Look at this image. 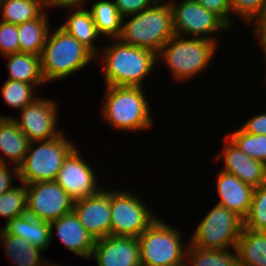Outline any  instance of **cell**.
Listing matches in <instances>:
<instances>
[{"label": "cell", "mask_w": 266, "mask_h": 266, "mask_svg": "<svg viewBox=\"0 0 266 266\" xmlns=\"http://www.w3.org/2000/svg\"><path fill=\"white\" fill-rule=\"evenodd\" d=\"M243 228L266 232V182L254 188L252 202Z\"/></svg>", "instance_id": "obj_32"}, {"label": "cell", "mask_w": 266, "mask_h": 266, "mask_svg": "<svg viewBox=\"0 0 266 266\" xmlns=\"http://www.w3.org/2000/svg\"><path fill=\"white\" fill-rule=\"evenodd\" d=\"M46 7L43 0H1V21L21 24L38 18Z\"/></svg>", "instance_id": "obj_27"}, {"label": "cell", "mask_w": 266, "mask_h": 266, "mask_svg": "<svg viewBox=\"0 0 266 266\" xmlns=\"http://www.w3.org/2000/svg\"><path fill=\"white\" fill-rule=\"evenodd\" d=\"M65 134L63 131L55 138L30 142L17 179L25 184L56 180L64 160L76 147Z\"/></svg>", "instance_id": "obj_6"}, {"label": "cell", "mask_w": 266, "mask_h": 266, "mask_svg": "<svg viewBox=\"0 0 266 266\" xmlns=\"http://www.w3.org/2000/svg\"><path fill=\"white\" fill-rule=\"evenodd\" d=\"M52 32L50 29L41 54L45 82L66 78L96 61V56L63 28Z\"/></svg>", "instance_id": "obj_5"}, {"label": "cell", "mask_w": 266, "mask_h": 266, "mask_svg": "<svg viewBox=\"0 0 266 266\" xmlns=\"http://www.w3.org/2000/svg\"><path fill=\"white\" fill-rule=\"evenodd\" d=\"M231 12L238 18L253 25L266 14V0H229Z\"/></svg>", "instance_id": "obj_33"}, {"label": "cell", "mask_w": 266, "mask_h": 266, "mask_svg": "<svg viewBox=\"0 0 266 266\" xmlns=\"http://www.w3.org/2000/svg\"><path fill=\"white\" fill-rule=\"evenodd\" d=\"M243 229V219L218 204L196 226L189 243L201 249H233Z\"/></svg>", "instance_id": "obj_8"}, {"label": "cell", "mask_w": 266, "mask_h": 266, "mask_svg": "<svg viewBox=\"0 0 266 266\" xmlns=\"http://www.w3.org/2000/svg\"><path fill=\"white\" fill-rule=\"evenodd\" d=\"M46 8L75 7L86 5V0H43ZM88 1V0H87Z\"/></svg>", "instance_id": "obj_40"}, {"label": "cell", "mask_w": 266, "mask_h": 266, "mask_svg": "<svg viewBox=\"0 0 266 266\" xmlns=\"http://www.w3.org/2000/svg\"><path fill=\"white\" fill-rule=\"evenodd\" d=\"M47 266H61L60 264H55V263H53V262H48L47 263ZM63 266V265H62Z\"/></svg>", "instance_id": "obj_42"}, {"label": "cell", "mask_w": 266, "mask_h": 266, "mask_svg": "<svg viewBox=\"0 0 266 266\" xmlns=\"http://www.w3.org/2000/svg\"><path fill=\"white\" fill-rule=\"evenodd\" d=\"M72 211L95 240L111 235L109 188L101 187L97 193L74 201Z\"/></svg>", "instance_id": "obj_14"}, {"label": "cell", "mask_w": 266, "mask_h": 266, "mask_svg": "<svg viewBox=\"0 0 266 266\" xmlns=\"http://www.w3.org/2000/svg\"><path fill=\"white\" fill-rule=\"evenodd\" d=\"M172 9L173 27L177 35L214 41L215 34L230 27L216 14L195 0H168ZM176 2V3H175ZM214 34V35H213Z\"/></svg>", "instance_id": "obj_10"}, {"label": "cell", "mask_w": 266, "mask_h": 266, "mask_svg": "<svg viewBox=\"0 0 266 266\" xmlns=\"http://www.w3.org/2000/svg\"><path fill=\"white\" fill-rule=\"evenodd\" d=\"M15 176L19 178V169L17 166L13 165L11 167L8 164H0V195L15 187L13 183L16 182L14 179Z\"/></svg>", "instance_id": "obj_38"}, {"label": "cell", "mask_w": 266, "mask_h": 266, "mask_svg": "<svg viewBox=\"0 0 266 266\" xmlns=\"http://www.w3.org/2000/svg\"><path fill=\"white\" fill-rule=\"evenodd\" d=\"M3 235H4V226L2 228L0 227V244L2 243Z\"/></svg>", "instance_id": "obj_41"}, {"label": "cell", "mask_w": 266, "mask_h": 266, "mask_svg": "<svg viewBox=\"0 0 266 266\" xmlns=\"http://www.w3.org/2000/svg\"><path fill=\"white\" fill-rule=\"evenodd\" d=\"M253 34L257 37L259 47H261L262 55L266 64V14L261 17L255 24H253Z\"/></svg>", "instance_id": "obj_39"}, {"label": "cell", "mask_w": 266, "mask_h": 266, "mask_svg": "<svg viewBox=\"0 0 266 266\" xmlns=\"http://www.w3.org/2000/svg\"><path fill=\"white\" fill-rule=\"evenodd\" d=\"M84 7L85 6L63 7L72 10L70 11L72 13H70L69 17L66 18L60 27L97 56L100 52V48L95 45V40L100 39V35L97 32L88 8L86 9Z\"/></svg>", "instance_id": "obj_21"}, {"label": "cell", "mask_w": 266, "mask_h": 266, "mask_svg": "<svg viewBox=\"0 0 266 266\" xmlns=\"http://www.w3.org/2000/svg\"><path fill=\"white\" fill-rule=\"evenodd\" d=\"M157 2L158 0H114L115 6L122 17L143 11Z\"/></svg>", "instance_id": "obj_36"}, {"label": "cell", "mask_w": 266, "mask_h": 266, "mask_svg": "<svg viewBox=\"0 0 266 266\" xmlns=\"http://www.w3.org/2000/svg\"><path fill=\"white\" fill-rule=\"evenodd\" d=\"M224 141L223 149L214 159V161L219 159L223 161L224 167L221 171L235 175L253 188L266 182V165L263 162L246 155L227 135Z\"/></svg>", "instance_id": "obj_16"}, {"label": "cell", "mask_w": 266, "mask_h": 266, "mask_svg": "<svg viewBox=\"0 0 266 266\" xmlns=\"http://www.w3.org/2000/svg\"><path fill=\"white\" fill-rule=\"evenodd\" d=\"M126 17L122 18L118 39L128 45L158 54L164 44L175 35L169 1H158L152 7Z\"/></svg>", "instance_id": "obj_3"}, {"label": "cell", "mask_w": 266, "mask_h": 266, "mask_svg": "<svg viewBox=\"0 0 266 266\" xmlns=\"http://www.w3.org/2000/svg\"><path fill=\"white\" fill-rule=\"evenodd\" d=\"M7 58L6 68L9 80L23 81L32 85L45 84L41 71V56L30 53H13Z\"/></svg>", "instance_id": "obj_24"}, {"label": "cell", "mask_w": 266, "mask_h": 266, "mask_svg": "<svg viewBox=\"0 0 266 266\" xmlns=\"http://www.w3.org/2000/svg\"><path fill=\"white\" fill-rule=\"evenodd\" d=\"M112 40L110 44L101 46L95 57L96 62L102 59L105 86L143 87L142 82L158 62L157 54L123 43L118 38Z\"/></svg>", "instance_id": "obj_1"}, {"label": "cell", "mask_w": 266, "mask_h": 266, "mask_svg": "<svg viewBox=\"0 0 266 266\" xmlns=\"http://www.w3.org/2000/svg\"><path fill=\"white\" fill-rule=\"evenodd\" d=\"M240 128L246 133L266 135V113L253 115Z\"/></svg>", "instance_id": "obj_37"}, {"label": "cell", "mask_w": 266, "mask_h": 266, "mask_svg": "<svg viewBox=\"0 0 266 266\" xmlns=\"http://www.w3.org/2000/svg\"><path fill=\"white\" fill-rule=\"evenodd\" d=\"M136 194L110 189L111 235L139 237L158 218Z\"/></svg>", "instance_id": "obj_9"}, {"label": "cell", "mask_w": 266, "mask_h": 266, "mask_svg": "<svg viewBox=\"0 0 266 266\" xmlns=\"http://www.w3.org/2000/svg\"><path fill=\"white\" fill-rule=\"evenodd\" d=\"M38 86L40 85L6 79L2 85L1 94L8 106L17 108L20 111L38 98L33 93L35 92L33 89Z\"/></svg>", "instance_id": "obj_29"}, {"label": "cell", "mask_w": 266, "mask_h": 266, "mask_svg": "<svg viewBox=\"0 0 266 266\" xmlns=\"http://www.w3.org/2000/svg\"><path fill=\"white\" fill-rule=\"evenodd\" d=\"M57 103L51 98L39 97L20 110V118L12 117V119L30 142L55 138L64 131L56 126L59 117Z\"/></svg>", "instance_id": "obj_12"}, {"label": "cell", "mask_w": 266, "mask_h": 266, "mask_svg": "<svg viewBox=\"0 0 266 266\" xmlns=\"http://www.w3.org/2000/svg\"><path fill=\"white\" fill-rule=\"evenodd\" d=\"M6 256L14 266H47L48 261L42 259L41 249L32 246L28 240L7 234L4 231L2 245Z\"/></svg>", "instance_id": "obj_25"}, {"label": "cell", "mask_w": 266, "mask_h": 266, "mask_svg": "<svg viewBox=\"0 0 266 266\" xmlns=\"http://www.w3.org/2000/svg\"><path fill=\"white\" fill-rule=\"evenodd\" d=\"M174 266H187L186 264H177V265H174Z\"/></svg>", "instance_id": "obj_43"}, {"label": "cell", "mask_w": 266, "mask_h": 266, "mask_svg": "<svg viewBox=\"0 0 266 266\" xmlns=\"http://www.w3.org/2000/svg\"><path fill=\"white\" fill-rule=\"evenodd\" d=\"M208 11L218 15L230 28L234 26L232 22V12L229 0H195Z\"/></svg>", "instance_id": "obj_35"}, {"label": "cell", "mask_w": 266, "mask_h": 266, "mask_svg": "<svg viewBox=\"0 0 266 266\" xmlns=\"http://www.w3.org/2000/svg\"><path fill=\"white\" fill-rule=\"evenodd\" d=\"M235 249L238 266H266V232L243 228Z\"/></svg>", "instance_id": "obj_23"}, {"label": "cell", "mask_w": 266, "mask_h": 266, "mask_svg": "<svg viewBox=\"0 0 266 266\" xmlns=\"http://www.w3.org/2000/svg\"><path fill=\"white\" fill-rule=\"evenodd\" d=\"M218 48L211 40L175 34L160 49L157 61L166 63L175 81L188 82L208 69Z\"/></svg>", "instance_id": "obj_4"}, {"label": "cell", "mask_w": 266, "mask_h": 266, "mask_svg": "<svg viewBox=\"0 0 266 266\" xmlns=\"http://www.w3.org/2000/svg\"><path fill=\"white\" fill-rule=\"evenodd\" d=\"M216 174V191L219 197L216 204L244 219L250 209L254 188L227 172L220 170Z\"/></svg>", "instance_id": "obj_18"}, {"label": "cell", "mask_w": 266, "mask_h": 266, "mask_svg": "<svg viewBox=\"0 0 266 266\" xmlns=\"http://www.w3.org/2000/svg\"><path fill=\"white\" fill-rule=\"evenodd\" d=\"M0 53L3 56L19 53V40L16 24L0 21Z\"/></svg>", "instance_id": "obj_34"}, {"label": "cell", "mask_w": 266, "mask_h": 266, "mask_svg": "<svg viewBox=\"0 0 266 266\" xmlns=\"http://www.w3.org/2000/svg\"><path fill=\"white\" fill-rule=\"evenodd\" d=\"M90 259L98 266H142L138 237L108 235L97 239Z\"/></svg>", "instance_id": "obj_15"}, {"label": "cell", "mask_w": 266, "mask_h": 266, "mask_svg": "<svg viewBox=\"0 0 266 266\" xmlns=\"http://www.w3.org/2000/svg\"><path fill=\"white\" fill-rule=\"evenodd\" d=\"M144 87L106 86L102 117L114 130L125 132L152 129L153 118Z\"/></svg>", "instance_id": "obj_2"}, {"label": "cell", "mask_w": 266, "mask_h": 266, "mask_svg": "<svg viewBox=\"0 0 266 266\" xmlns=\"http://www.w3.org/2000/svg\"><path fill=\"white\" fill-rule=\"evenodd\" d=\"M4 231L12 236L22 237L42 251L51 245L50 223L35 218L28 213L5 222Z\"/></svg>", "instance_id": "obj_20"}, {"label": "cell", "mask_w": 266, "mask_h": 266, "mask_svg": "<svg viewBox=\"0 0 266 266\" xmlns=\"http://www.w3.org/2000/svg\"><path fill=\"white\" fill-rule=\"evenodd\" d=\"M27 213L51 223L72 212L74 200L54 181L26 184Z\"/></svg>", "instance_id": "obj_11"}, {"label": "cell", "mask_w": 266, "mask_h": 266, "mask_svg": "<svg viewBox=\"0 0 266 266\" xmlns=\"http://www.w3.org/2000/svg\"><path fill=\"white\" fill-rule=\"evenodd\" d=\"M20 184L0 195V216L7 219L6 222L27 213L26 184Z\"/></svg>", "instance_id": "obj_31"}, {"label": "cell", "mask_w": 266, "mask_h": 266, "mask_svg": "<svg viewBox=\"0 0 266 266\" xmlns=\"http://www.w3.org/2000/svg\"><path fill=\"white\" fill-rule=\"evenodd\" d=\"M229 249H201L190 243L186 252L187 266H238L237 252Z\"/></svg>", "instance_id": "obj_28"}, {"label": "cell", "mask_w": 266, "mask_h": 266, "mask_svg": "<svg viewBox=\"0 0 266 266\" xmlns=\"http://www.w3.org/2000/svg\"><path fill=\"white\" fill-rule=\"evenodd\" d=\"M181 232L158 217L138 237L142 266L186 264L189 242H183Z\"/></svg>", "instance_id": "obj_7"}, {"label": "cell", "mask_w": 266, "mask_h": 266, "mask_svg": "<svg viewBox=\"0 0 266 266\" xmlns=\"http://www.w3.org/2000/svg\"><path fill=\"white\" fill-rule=\"evenodd\" d=\"M226 135L242 152L266 165V135L246 133L240 127Z\"/></svg>", "instance_id": "obj_30"}, {"label": "cell", "mask_w": 266, "mask_h": 266, "mask_svg": "<svg viewBox=\"0 0 266 266\" xmlns=\"http://www.w3.org/2000/svg\"><path fill=\"white\" fill-rule=\"evenodd\" d=\"M48 9L38 18L17 25L19 52L41 56L51 28Z\"/></svg>", "instance_id": "obj_22"}, {"label": "cell", "mask_w": 266, "mask_h": 266, "mask_svg": "<svg viewBox=\"0 0 266 266\" xmlns=\"http://www.w3.org/2000/svg\"><path fill=\"white\" fill-rule=\"evenodd\" d=\"M30 141L12 116L0 115V164L19 167L25 158Z\"/></svg>", "instance_id": "obj_19"}, {"label": "cell", "mask_w": 266, "mask_h": 266, "mask_svg": "<svg viewBox=\"0 0 266 266\" xmlns=\"http://www.w3.org/2000/svg\"><path fill=\"white\" fill-rule=\"evenodd\" d=\"M78 149L76 146L66 157L55 180L74 201L91 196L101 189L96 171L87 164Z\"/></svg>", "instance_id": "obj_13"}, {"label": "cell", "mask_w": 266, "mask_h": 266, "mask_svg": "<svg viewBox=\"0 0 266 266\" xmlns=\"http://www.w3.org/2000/svg\"><path fill=\"white\" fill-rule=\"evenodd\" d=\"M88 9L95 23L97 32L101 36L116 39L120 36L122 16L114 0H97Z\"/></svg>", "instance_id": "obj_26"}, {"label": "cell", "mask_w": 266, "mask_h": 266, "mask_svg": "<svg viewBox=\"0 0 266 266\" xmlns=\"http://www.w3.org/2000/svg\"><path fill=\"white\" fill-rule=\"evenodd\" d=\"M50 232L51 242L56 232L64 249L79 257L90 259L96 240L85 230L73 211L51 222Z\"/></svg>", "instance_id": "obj_17"}]
</instances>
